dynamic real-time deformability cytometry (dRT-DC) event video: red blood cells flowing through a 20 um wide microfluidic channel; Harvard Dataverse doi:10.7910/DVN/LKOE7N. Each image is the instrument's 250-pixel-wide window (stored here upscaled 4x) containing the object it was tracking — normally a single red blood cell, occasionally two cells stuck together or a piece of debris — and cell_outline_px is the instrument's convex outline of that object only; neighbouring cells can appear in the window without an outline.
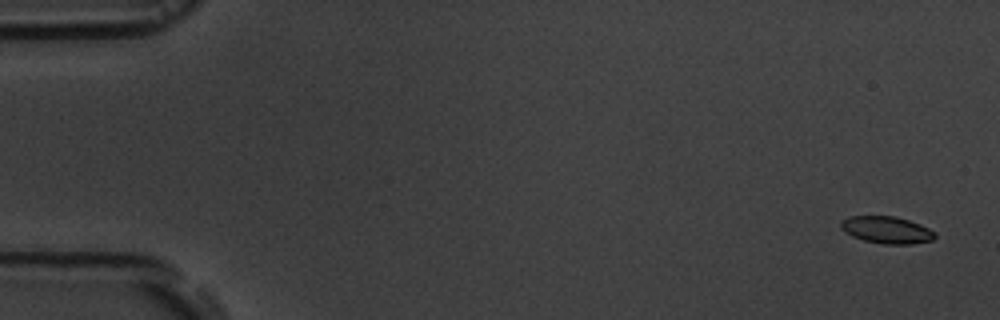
{"species": "common noctule bat (a hibernating species)", "species_latin": "Nyctalus noctula", "temperature_condition": "room temperature", "stored_images_in_passage": 5, "camera_frame_rate_fps": 3000, "um_per_image_px": 0.085, "animal": {"sex": "male", "body_mass_g": 19.5, "forearm_length_mm": 54.6}, "frame": {"image": 1, "passage_image": 1, "time_ms": 0.0, "image_size_px": [1000, 320], "cell_outline_px": [[936, 236], [932, 240], [912, 244], [884, 244], [864, 240], [852, 236], [844, 232], [840, 228], [840, 220], [848, 216], [896, 216], [920, 224], [936, 232]], "centroid_in_image_um": [75.34, 19.53], "position_along_channel_um": 9.7, "area_um2": 14.97}}